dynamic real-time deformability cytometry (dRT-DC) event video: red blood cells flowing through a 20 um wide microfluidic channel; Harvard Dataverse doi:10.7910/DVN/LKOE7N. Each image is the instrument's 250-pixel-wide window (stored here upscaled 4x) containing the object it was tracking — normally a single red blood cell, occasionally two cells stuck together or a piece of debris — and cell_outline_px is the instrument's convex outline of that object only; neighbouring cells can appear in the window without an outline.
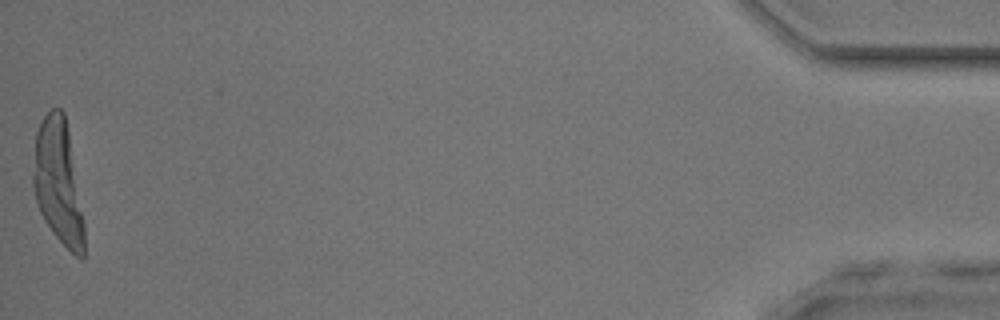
{"species": "common noctule bat (a hibernating species)", "species_latin": "Nyctalus noctula", "temperature_condition": "room temperature", "stored_images_in_passage": 37, "camera_frame_rate_fps": 3000, "um_per_image_px": 0.085, "animal": {"sex": "male", "body_mass_g": 17.9, "forearm_length_mm": 54.2}, "frame": {"image": 1, "passage_image": 37, "time_ms": 12.0, "image_size_px": [1000, 320], "cell_outline_px": [[84, 260], [80, 260], [52, 232], [44, 220], [40, 212], [36, 200], [32, 184], [32, 176], [36, 132], [44, 116], [52, 108], [60, 108], [64, 112], [68, 128], [84, 224]], "centroid_in_image_um": [4.94, 15.48], "position_along_channel_um": 430.3, "area_um2": 36.76}}